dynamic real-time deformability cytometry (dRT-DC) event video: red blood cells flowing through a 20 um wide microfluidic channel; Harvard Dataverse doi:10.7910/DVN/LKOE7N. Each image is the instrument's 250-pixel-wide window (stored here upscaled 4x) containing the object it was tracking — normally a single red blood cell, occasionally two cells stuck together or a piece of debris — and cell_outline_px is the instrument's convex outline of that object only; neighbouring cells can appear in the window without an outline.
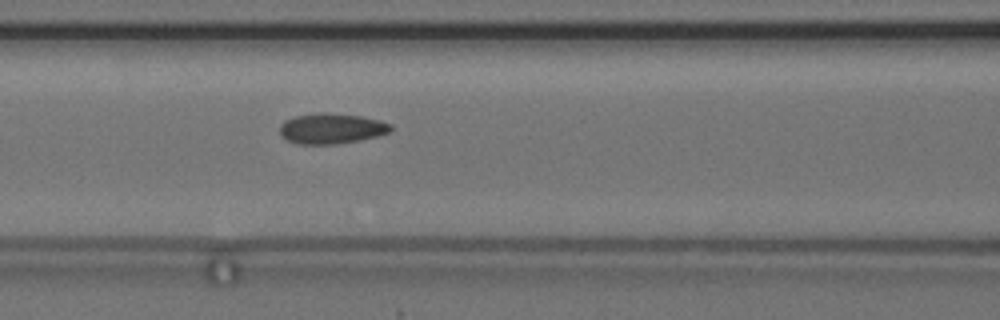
{"species": "common noctule bat (a hibernating species)", "species_latin": "Nyctalus noctula", "temperature_condition": "cold", "stored_images_in_passage": 7, "camera_frame_rate_fps": 3000, "um_per_image_px": 0.085, "animal": {"sex": "female", "body_mass_g": 24.6, "forearm_length_mm": 56.2}, "frame": {"image": 1, "passage_image": 7, "time_ms": 8.0, "image_size_px": [1000, 320], "cell_outline_px": [[392, 128], [388, 132], [376, 136], [360, 140], [336, 144], [300, 144], [288, 140], [280, 136], [280, 124], [284, 120], [296, 116], [320, 112], [324, 112], [360, 116], [380, 120], [392, 124]], "centroid_in_image_um": [28.15, 10.92], "position_along_channel_um": 138.4, "area_um2": 19.65}}